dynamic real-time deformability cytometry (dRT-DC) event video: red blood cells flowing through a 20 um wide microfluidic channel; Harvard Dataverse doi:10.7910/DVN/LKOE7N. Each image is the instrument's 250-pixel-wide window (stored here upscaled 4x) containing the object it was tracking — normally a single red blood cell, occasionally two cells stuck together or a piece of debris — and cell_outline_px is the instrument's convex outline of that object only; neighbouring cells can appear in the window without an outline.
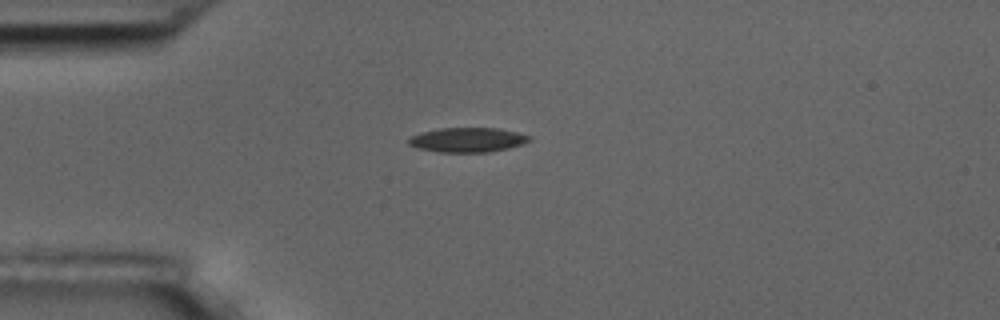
{"species": "common noctule bat (a hibernating species)", "species_latin": "Nyctalus noctula", "temperature_condition": "room temperature", "stored_images_in_passage": 5, "camera_frame_rate_fps": 3000, "um_per_image_px": 0.085, "animal": {"sex": "male", "body_mass_g": 17.5, "forearm_length_mm": 52.3}, "frame": {"image": 1, "passage_image": 1, "time_ms": 0.0, "image_size_px": [1000, 320], "cell_outline_px": [[528, 140], [524, 144], [508, 148], [488, 152], [440, 152], [416, 148], [408, 144], [408, 140], [412, 136], [420, 132], [440, 128], [496, 128], [516, 132], [528, 136]], "centroid_in_image_um": [39.69, 11.89], "position_along_channel_um": 45.3, "area_um2": 17.11}}
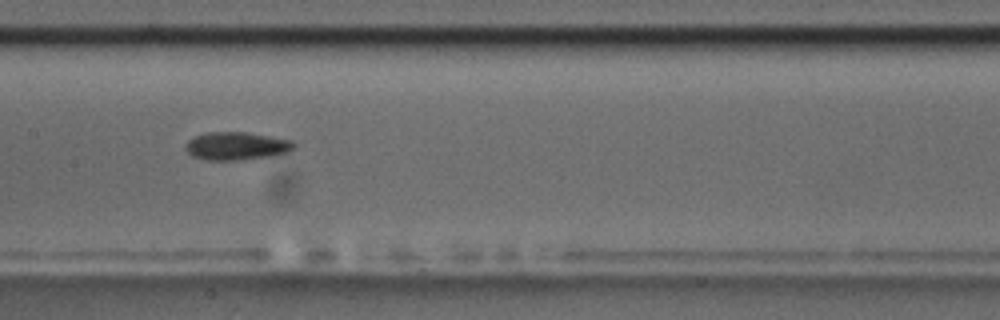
{"frame": {"image": 2, "passage_image": 5, "time_ms": 4.333, "image_size_px": [1000, 320], "cell_outline_px": [[296, 148], [288, 152], [272, 156], [236, 160], [204, 160], [192, 156], [184, 148], [184, 144], [188, 140], [204, 132], [244, 132], [292, 140], [296, 144]], "centroid_in_image_um": [20.09, 12.41], "position_along_channel_um": 187.3, "area_um2": 17.8}}